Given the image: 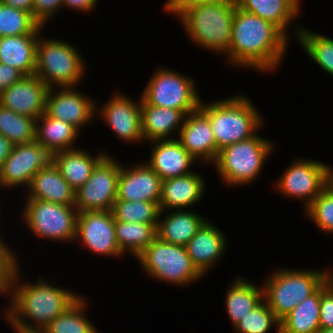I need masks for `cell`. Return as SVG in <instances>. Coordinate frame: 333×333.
Segmentation results:
<instances>
[{
  "mask_svg": "<svg viewBox=\"0 0 333 333\" xmlns=\"http://www.w3.org/2000/svg\"><path fill=\"white\" fill-rule=\"evenodd\" d=\"M18 266L9 284L7 295L11 296V303L5 313L7 323L10 322L16 333L42 332L82 297L66 288L47 283L42 276L36 283L22 282L20 285Z\"/></svg>",
  "mask_w": 333,
  "mask_h": 333,
  "instance_id": "cell-1",
  "label": "cell"
},
{
  "mask_svg": "<svg viewBox=\"0 0 333 333\" xmlns=\"http://www.w3.org/2000/svg\"><path fill=\"white\" fill-rule=\"evenodd\" d=\"M288 42V35L275 24L236 5L231 43L225 54L232 65L266 73L283 61Z\"/></svg>",
  "mask_w": 333,
  "mask_h": 333,
  "instance_id": "cell-2",
  "label": "cell"
},
{
  "mask_svg": "<svg viewBox=\"0 0 333 333\" xmlns=\"http://www.w3.org/2000/svg\"><path fill=\"white\" fill-rule=\"evenodd\" d=\"M237 3H199L164 5L166 12L177 15L194 44L214 53L228 51Z\"/></svg>",
  "mask_w": 333,
  "mask_h": 333,
  "instance_id": "cell-3",
  "label": "cell"
},
{
  "mask_svg": "<svg viewBox=\"0 0 333 333\" xmlns=\"http://www.w3.org/2000/svg\"><path fill=\"white\" fill-rule=\"evenodd\" d=\"M199 108L208 116L219 150L254 136L263 125V117L245 95L204 104Z\"/></svg>",
  "mask_w": 333,
  "mask_h": 333,
  "instance_id": "cell-4",
  "label": "cell"
},
{
  "mask_svg": "<svg viewBox=\"0 0 333 333\" xmlns=\"http://www.w3.org/2000/svg\"><path fill=\"white\" fill-rule=\"evenodd\" d=\"M267 278L263 299L281 321L327 280V270L278 268Z\"/></svg>",
  "mask_w": 333,
  "mask_h": 333,
  "instance_id": "cell-5",
  "label": "cell"
},
{
  "mask_svg": "<svg viewBox=\"0 0 333 333\" xmlns=\"http://www.w3.org/2000/svg\"><path fill=\"white\" fill-rule=\"evenodd\" d=\"M271 141L257 133L245 140L223 147L213 165L228 186L252 183L260 175L264 162L272 154Z\"/></svg>",
  "mask_w": 333,
  "mask_h": 333,
  "instance_id": "cell-6",
  "label": "cell"
},
{
  "mask_svg": "<svg viewBox=\"0 0 333 333\" xmlns=\"http://www.w3.org/2000/svg\"><path fill=\"white\" fill-rule=\"evenodd\" d=\"M73 45L64 40L38 38L37 76L49 88L75 87L85 73V62Z\"/></svg>",
  "mask_w": 333,
  "mask_h": 333,
  "instance_id": "cell-7",
  "label": "cell"
},
{
  "mask_svg": "<svg viewBox=\"0 0 333 333\" xmlns=\"http://www.w3.org/2000/svg\"><path fill=\"white\" fill-rule=\"evenodd\" d=\"M136 259L149 276L181 287L203 276L193 265L185 246L167 243L158 237Z\"/></svg>",
  "mask_w": 333,
  "mask_h": 333,
  "instance_id": "cell-8",
  "label": "cell"
},
{
  "mask_svg": "<svg viewBox=\"0 0 333 333\" xmlns=\"http://www.w3.org/2000/svg\"><path fill=\"white\" fill-rule=\"evenodd\" d=\"M175 71L165 67L157 69L141 96L149 105L177 109L187 115L199 108L201 98L193 79Z\"/></svg>",
  "mask_w": 333,
  "mask_h": 333,
  "instance_id": "cell-9",
  "label": "cell"
},
{
  "mask_svg": "<svg viewBox=\"0 0 333 333\" xmlns=\"http://www.w3.org/2000/svg\"><path fill=\"white\" fill-rule=\"evenodd\" d=\"M23 220L38 237L54 241H75L78 211L75 206L27 199Z\"/></svg>",
  "mask_w": 333,
  "mask_h": 333,
  "instance_id": "cell-10",
  "label": "cell"
},
{
  "mask_svg": "<svg viewBox=\"0 0 333 333\" xmlns=\"http://www.w3.org/2000/svg\"><path fill=\"white\" fill-rule=\"evenodd\" d=\"M121 165L106 154L92 170L90 178L75 191V208L84 211L112 210L117 199V182Z\"/></svg>",
  "mask_w": 333,
  "mask_h": 333,
  "instance_id": "cell-11",
  "label": "cell"
},
{
  "mask_svg": "<svg viewBox=\"0 0 333 333\" xmlns=\"http://www.w3.org/2000/svg\"><path fill=\"white\" fill-rule=\"evenodd\" d=\"M55 153L35 140L17 144L0 169V189L2 187L26 186L29 188L34 175L41 169L54 165Z\"/></svg>",
  "mask_w": 333,
  "mask_h": 333,
  "instance_id": "cell-12",
  "label": "cell"
},
{
  "mask_svg": "<svg viewBox=\"0 0 333 333\" xmlns=\"http://www.w3.org/2000/svg\"><path fill=\"white\" fill-rule=\"evenodd\" d=\"M328 168V165L317 160L296 159L275 182V188L288 198L305 200L306 209L327 187Z\"/></svg>",
  "mask_w": 333,
  "mask_h": 333,
  "instance_id": "cell-13",
  "label": "cell"
},
{
  "mask_svg": "<svg viewBox=\"0 0 333 333\" xmlns=\"http://www.w3.org/2000/svg\"><path fill=\"white\" fill-rule=\"evenodd\" d=\"M75 240L97 254L122 256L116 242L115 219L111 210L79 212L76 221Z\"/></svg>",
  "mask_w": 333,
  "mask_h": 333,
  "instance_id": "cell-14",
  "label": "cell"
},
{
  "mask_svg": "<svg viewBox=\"0 0 333 333\" xmlns=\"http://www.w3.org/2000/svg\"><path fill=\"white\" fill-rule=\"evenodd\" d=\"M141 101L137 103L122 93H115L106 104L99 109L96 103V113H100L117 137L126 142H141L144 140L141 131ZM100 110V111H99Z\"/></svg>",
  "mask_w": 333,
  "mask_h": 333,
  "instance_id": "cell-15",
  "label": "cell"
},
{
  "mask_svg": "<svg viewBox=\"0 0 333 333\" xmlns=\"http://www.w3.org/2000/svg\"><path fill=\"white\" fill-rule=\"evenodd\" d=\"M49 88L46 98V113L63 120L81 131L96 114V102L74 87ZM94 115V116H93Z\"/></svg>",
  "mask_w": 333,
  "mask_h": 333,
  "instance_id": "cell-16",
  "label": "cell"
},
{
  "mask_svg": "<svg viewBox=\"0 0 333 333\" xmlns=\"http://www.w3.org/2000/svg\"><path fill=\"white\" fill-rule=\"evenodd\" d=\"M48 90L37 76L26 75L0 94V105L37 120L46 111Z\"/></svg>",
  "mask_w": 333,
  "mask_h": 333,
  "instance_id": "cell-17",
  "label": "cell"
},
{
  "mask_svg": "<svg viewBox=\"0 0 333 333\" xmlns=\"http://www.w3.org/2000/svg\"><path fill=\"white\" fill-rule=\"evenodd\" d=\"M161 185V178L146 162L130 168L121 165L116 200L151 201L159 205Z\"/></svg>",
  "mask_w": 333,
  "mask_h": 333,
  "instance_id": "cell-18",
  "label": "cell"
},
{
  "mask_svg": "<svg viewBox=\"0 0 333 333\" xmlns=\"http://www.w3.org/2000/svg\"><path fill=\"white\" fill-rule=\"evenodd\" d=\"M177 140L195 160L212 164L218 157L210 120L200 108L186 115Z\"/></svg>",
  "mask_w": 333,
  "mask_h": 333,
  "instance_id": "cell-19",
  "label": "cell"
},
{
  "mask_svg": "<svg viewBox=\"0 0 333 333\" xmlns=\"http://www.w3.org/2000/svg\"><path fill=\"white\" fill-rule=\"evenodd\" d=\"M208 219L187 243L186 250L196 269L204 276L225 253L227 239Z\"/></svg>",
  "mask_w": 333,
  "mask_h": 333,
  "instance_id": "cell-20",
  "label": "cell"
},
{
  "mask_svg": "<svg viewBox=\"0 0 333 333\" xmlns=\"http://www.w3.org/2000/svg\"><path fill=\"white\" fill-rule=\"evenodd\" d=\"M147 164L159 175L161 180L191 173L190 167L196 161L177 139L156 140Z\"/></svg>",
  "mask_w": 333,
  "mask_h": 333,
  "instance_id": "cell-21",
  "label": "cell"
},
{
  "mask_svg": "<svg viewBox=\"0 0 333 333\" xmlns=\"http://www.w3.org/2000/svg\"><path fill=\"white\" fill-rule=\"evenodd\" d=\"M198 173L169 178L162 181L159 209L180 210L192 206L203 196L205 191L204 179Z\"/></svg>",
  "mask_w": 333,
  "mask_h": 333,
  "instance_id": "cell-22",
  "label": "cell"
},
{
  "mask_svg": "<svg viewBox=\"0 0 333 333\" xmlns=\"http://www.w3.org/2000/svg\"><path fill=\"white\" fill-rule=\"evenodd\" d=\"M185 117L186 114L183 111L172 108L155 107L147 104L142 99L141 131L143 138L146 142L175 139L171 138L172 136L170 135L175 131L179 133Z\"/></svg>",
  "mask_w": 333,
  "mask_h": 333,
  "instance_id": "cell-23",
  "label": "cell"
},
{
  "mask_svg": "<svg viewBox=\"0 0 333 333\" xmlns=\"http://www.w3.org/2000/svg\"><path fill=\"white\" fill-rule=\"evenodd\" d=\"M26 199H39L62 205H75V190L53 165L39 170L33 177Z\"/></svg>",
  "mask_w": 333,
  "mask_h": 333,
  "instance_id": "cell-24",
  "label": "cell"
},
{
  "mask_svg": "<svg viewBox=\"0 0 333 333\" xmlns=\"http://www.w3.org/2000/svg\"><path fill=\"white\" fill-rule=\"evenodd\" d=\"M39 36L25 34L0 37V63L18 69L24 76L34 75Z\"/></svg>",
  "mask_w": 333,
  "mask_h": 333,
  "instance_id": "cell-25",
  "label": "cell"
},
{
  "mask_svg": "<svg viewBox=\"0 0 333 333\" xmlns=\"http://www.w3.org/2000/svg\"><path fill=\"white\" fill-rule=\"evenodd\" d=\"M160 211L156 228L157 237L164 242L186 246L206 221V218L188 210L167 211L164 220H160Z\"/></svg>",
  "mask_w": 333,
  "mask_h": 333,
  "instance_id": "cell-26",
  "label": "cell"
},
{
  "mask_svg": "<svg viewBox=\"0 0 333 333\" xmlns=\"http://www.w3.org/2000/svg\"><path fill=\"white\" fill-rule=\"evenodd\" d=\"M83 149H71L55 153L54 165L69 185L77 191L90 178L92 170L106 155L101 152L91 156Z\"/></svg>",
  "mask_w": 333,
  "mask_h": 333,
  "instance_id": "cell-27",
  "label": "cell"
},
{
  "mask_svg": "<svg viewBox=\"0 0 333 333\" xmlns=\"http://www.w3.org/2000/svg\"><path fill=\"white\" fill-rule=\"evenodd\" d=\"M300 1L301 0H237V6L245 12L272 22L287 35L288 25L294 21L300 13Z\"/></svg>",
  "mask_w": 333,
  "mask_h": 333,
  "instance_id": "cell-28",
  "label": "cell"
},
{
  "mask_svg": "<svg viewBox=\"0 0 333 333\" xmlns=\"http://www.w3.org/2000/svg\"><path fill=\"white\" fill-rule=\"evenodd\" d=\"M79 132L73 125L45 112L36 120L35 141L57 153L75 149L74 142Z\"/></svg>",
  "mask_w": 333,
  "mask_h": 333,
  "instance_id": "cell-29",
  "label": "cell"
},
{
  "mask_svg": "<svg viewBox=\"0 0 333 333\" xmlns=\"http://www.w3.org/2000/svg\"><path fill=\"white\" fill-rule=\"evenodd\" d=\"M320 302L321 286L280 321V333H318Z\"/></svg>",
  "mask_w": 333,
  "mask_h": 333,
  "instance_id": "cell-30",
  "label": "cell"
},
{
  "mask_svg": "<svg viewBox=\"0 0 333 333\" xmlns=\"http://www.w3.org/2000/svg\"><path fill=\"white\" fill-rule=\"evenodd\" d=\"M227 290L225 307L235 327L254 307L263 300V287L246 279L236 278Z\"/></svg>",
  "mask_w": 333,
  "mask_h": 333,
  "instance_id": "cell-31",
  "label": "cell"
},
{
  "mask_svg": "<svg viewBox=\"0 0 333 333\" xmlns=\"http://www.w3.org/2000/svg\"><path fill=\"white\" fill-rule=\"evenodd\" d=\"M157 224L115 221L116 242L121 253L138 257L157 237Z\"/></svg>",
  "mask_w": 333,
  "mask_h": 333,
  "instance_id": "cell-32",
  "label": "cell"
},
{
  "mask_svg": "<svg viewBox=\"0 0 333 333\" xmlns=\"http://www.w3.org/2000/svg\"><path fill=\"white\" fill-rule=\"evenodd\" d=\"M297 27L295 32L299 44L315 63L330 75L333 74V39Z\"/></svg>",
  "mask_w": 333,
  "mask_h": 333,
  "instance_id": "cell-33",
  "label": "cell"
},
{
  "mask_svg": "<svg viewBox=\"0 0 333 333\" xmlns=\"http://www.w3.org/2000/svg\"><path fill=\"white\" fill-rule=\"evenodd\" d=\"M85 298H80L67 311L56 317L43 333H98L94 324L85 316L87 305Z\"/></svg>",
  "mask_w": 333,
  "mask_h": 333,
  "instance_id": "cell-34",
  "label": "cell"
},
{
  "mask_svg": "<svg viewBox=\"0 0 333 333\" xmlns=\"http://www.w3.org/2000/svg\"><path fill=\"white\" fill-rule=\"evenodd\" d=\"M36 119L0 105V134L14 145L35 140Z\"/></svg>",
  "mask_w": 333,
  "mask_h": 333,
  "instance_id": "cell-35",
  "label": "cell"
},
{
  "mask_svg": "<svg viewBox=\"0 0 333 333\" xmlns=\"http://www.w3.org/2000/svg\"><path fill=\"white\" fill-rule=\"evenodd\" d=\"M43 28L32 13L0 2V37L41 34Z\"/></svg>",
  "mask_w": 333,
  "mask_h": 333,
  "instance_id": "cell-36",
  "label": "cell"
},
{
  "mask_svg": "<svg viewBox=\"0 0 333 333\" xmlns=\"http://www.w3.org/2000/svg\"><path fill=\"white\" fill-rule=\"evenodd\" d=\"M112 213L115 221L158 224L159 205L151 201L116 200Z\"/></svg>",
  "mask_w": 333,
  "mask_h": 333,
  "instance_id": "cell-37",
  "label": "cell"
},
{
  "mask_svg": "<svg viewBox=\"0 0 333 333\" xmlns=\"http://www.w3.org/2000/svg\"><path fill=\"white\" fill-rule=\"evenodd\" d=\"M276 325L280 333V321L263 299L234 327L235 333H268Z\"/></svg>",
  "mask_w": 333,
  "mask_h": 333,
  "instance_id": "cell-38",
  "label": "cell"
},
{
  "mask_svg": "<svg viewBox=\"0 0 333 333\" xmlns=\"http://www.w3.org/2000/svg\"><path fill=\"white\" fill-rule=\"evenodd\" d=\"M306 216L325 233H333V191L327 186L306 208Z\"/></svg>",
  "mask_w": 333,
  "mask_h": 333,
  "instance_id": "cell-39",
  "label": "cell"
},
{
  "mask_svg": "<svg viewBox=\"0 0 333 333\" xmlns=\"http://www.w3.org/2000/svg\"><path fill=\"white\" fill-rule=\"evenodd\" d=\"M9 246L0 242V294H8L12 274L18 261Z\"/></svg>",
  "mask_w": 333,
  "mask_h": 333,
  "instance_id": "cell-40",
  "label": "cell"
},
{
  "mask_svg": "<svg viewBox=\"0 0 333 333\" xmlns=\"http://www.w3.org/2000/svg\"><path fill=\"white\" fill-rule=\"evenodd\" d=\"M320 330L333 328V287L326 280L321 285Z\"/></svg>",
  "mask_w": 333,
  "mask_h": 333,
  "instance_id": "cell-41",
  "label": "cell"
},
{
  "mask_svg": "<svg viewBox=\"0 0 333 333\" xmlns=\"http://www.w3.org/2000/svg\"><path fill=\"white\" fill-rule=\"evenodd\" d=\"M63 0H33V17L44 27L59 8L63 7Z\"/></svg>",
  "mask_w": 333,
  "mask_h": 333,
  "instance_id": "cell-42",
  "label": "cell"
},
{
  "mask_svg": "<svg viewBox=\"0 0 333 333\" xmlns=\"http://www.w3.org/2000/svg\"><path fill=\"white\" fill-rule=\"evenodd\" d=\"M23 76L18 69L0 63V94Z\"/></svg>",
  "mask_w": 333,
  "mask_h": 333,
  "instance_id": "cell-43",
  "label": "cell"
},
{
  "mask_svg": "<svg viewBox=\"0 0 333 333\" xmlns=\"http://www.w3.org/2000/svg\"><path fill=\"white\" fill-rule=\"evenodd\" d=\"M98 0H63V6L82 12H90L96 7Z\"/></svg>",
  "mask_w": 333,
  "mask_h": 333,
  "instance_id": "cell-44",
  "label": "cell"
},
{
  "mask_svg": "<svg viewBox=\"0 0 333 333\" xmlns=\"http://www.w3.org/2000/svg\"><path fill=\"white\" fill-rule=\"evenodd\" d=\"M14 146L15 145L10 140L0 134V169L2 168L3 163L12 153Z\"/></svg>",
  "mask_w": 333,
  "mask_h": 333,
  "instance_id": "cell-45",
  "label": "cell"
},
{
  "mask_svg": "<svg viewBox=\"0 0 333 333\" xmlns=\"http://www.w3.org/2000/svg\"><path fill=\"white\" fill-rule=\"evenodd\" d=\"M237 3V0H168L164 5H190L199 3Z\"/></svg>",
  "mask_w": 333,
  "mask_h": 333,
  "instance_id": "cell-46",
  "label": "cell"
},
{
  "mask_svg": "<svg viewBox=\"0 0 333 333\" xmlns=\"http://www.w3.org/2000/svg\"><path fill=\"white\" fill-rule=\"evenodd\" d=\"M5 5L28 11L33 15V0H1Z\"/></svg>",
  "mask_w": 333,
  "mask_h": 333,
  "instance_id": "cell-47",
  "label": "cell"
},
{
  "mask_svg": "<svg viewBox=\"0 0 333 333\" xmlns=\"http://www.w3.org/2000/svg\"><path fill=\"white\" fill-rule=\"evenodd\" d=\"M327 186L333 191V169L331 167L327 172Z\"/></svg>",
  "mask_w": 333,
  "mask_h": 333,
  "instance_id": "cell-48",
  "label": "cell"
},
{
  "mask_svg": "<svg viewBox=\"0 0 333 333\" xmlns=\"http://www.w3.org/2000/svg\"><path fill=\"white\" fill-rule=\"evenodd\" d=\"M333 271H327V281L333 287Z\"/></svg>",
  "mask_w": 333,
  "mask_h": 333,
  "instance_id": "cell-49",
  "label": "cell"
},
{
  "mask_svg": "<svg viewBox=\"0 0 333 333\" xmlns=\"http://www.w3.org/2000/svg\"><path fill=\"white\" fill-rule=\"evenodd\" d=\"M318 333H333V328L332 329L320 330Z\"/></svg>",
  "mask_w": 333,
  "mask_h": 333,
  "instance_id": "cell-50",
  "label": "cell"
}]
</instances>
